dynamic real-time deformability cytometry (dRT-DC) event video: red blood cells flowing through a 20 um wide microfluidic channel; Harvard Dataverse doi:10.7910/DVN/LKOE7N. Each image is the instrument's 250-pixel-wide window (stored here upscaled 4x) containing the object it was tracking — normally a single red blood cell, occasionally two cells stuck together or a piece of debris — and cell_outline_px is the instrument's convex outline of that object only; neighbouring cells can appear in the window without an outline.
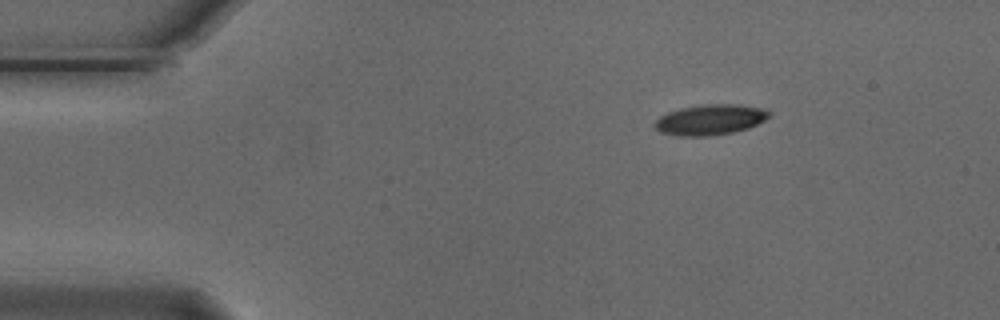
{"species": "Egyptian fruit bat (a non-hibernating species)", "species_latin": "Rousettus aegyptiacus", "temperature_condition": "cold", "stored_images_in_passage": 3, "camera_frame_rate_fps": 3000, "um_per_image_px": 0.085, "animal": {"sex": "male"}, "frame": {"image": 1, "passage_image": 1, "time_ms": 0.0, "image_size_px": [1000, 320], "cell_outline_px": [[772, 116], [748, 128], [732, 132], [704, 136], [680, 136], [660, 132], [652, 124], [660, 116], [668, 112], [680, 108], [704, 104], [736, 104], [764, 108], [772, 112]], "centroid_in_image_um": [60.38, 10.16], "position_along_channel_um": 24.6, "area_um2": 20.35}}